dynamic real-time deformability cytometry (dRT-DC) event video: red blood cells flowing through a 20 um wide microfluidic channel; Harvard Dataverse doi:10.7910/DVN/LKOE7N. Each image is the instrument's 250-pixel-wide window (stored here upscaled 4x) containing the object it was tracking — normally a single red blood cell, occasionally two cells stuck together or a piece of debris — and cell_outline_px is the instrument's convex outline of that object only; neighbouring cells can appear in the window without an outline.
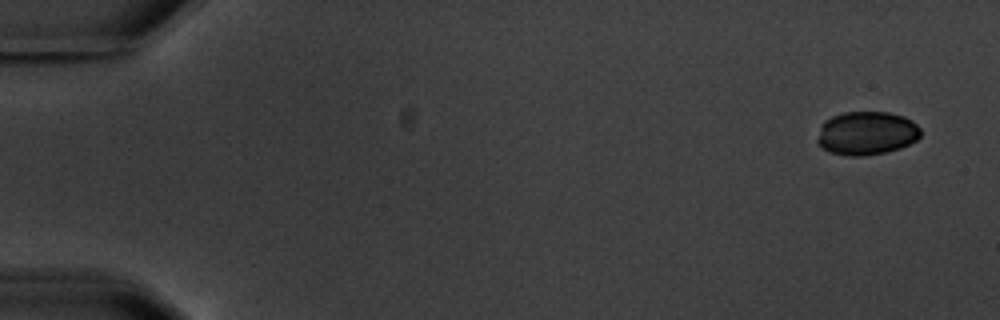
{"species": "common noctule bat (a hibernating species)", "species_latin": "Nyctalus noctula", "temperature_condition": "warm", "stored_images_in_passage": 7, "camera_frame_rate_fps": 3000, "um_per_image_px": 0.085, "animal": {"sex": "male", "body_mass_g": 20.1, "forearm_length_mm": 53.5}, "frame": {"image": 1, "passage_image": 1, "time_ms": 0.0, "image_size_px": [1000, 320], "cell_outline_px": [[920, 136], [916, 140], [900, 148], [884, 152], [864, 156], [848, 156], [828, 152], [816, 144], [816, 140], [820, 124], [824, 120], [832, 116], [844, 112], [888, 112], [904, 116], [912, 120], [920, 128]], "centroid_in_image_um": [73.61, 11.32], "position_along_channel_um": 11.4, "area_um2": 26.53}}
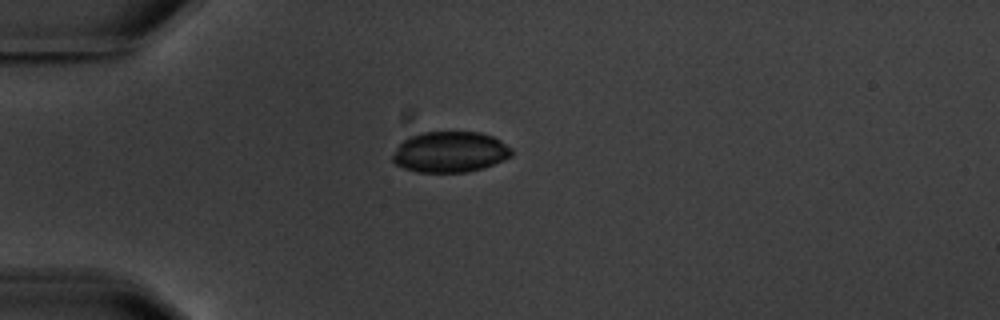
{"frame": {"image": 2, "passage_image": 4, "time_ms": 4.333, "image_size_px": [1000, 320], "cell_outline_px": [[512, 156], [504, 160], [468, 172], [416, 172], [404, 168], [396, 164], [392, 160], [392, 156], [396, 148], [408, 136], [424, 132], [480, 132], [492, 136], [500, 140], [512, 148]], "centroid_in_image_um": [38.25, 12.91], "position_along_channel_um": 46.8, "area_um2": 28.26}}